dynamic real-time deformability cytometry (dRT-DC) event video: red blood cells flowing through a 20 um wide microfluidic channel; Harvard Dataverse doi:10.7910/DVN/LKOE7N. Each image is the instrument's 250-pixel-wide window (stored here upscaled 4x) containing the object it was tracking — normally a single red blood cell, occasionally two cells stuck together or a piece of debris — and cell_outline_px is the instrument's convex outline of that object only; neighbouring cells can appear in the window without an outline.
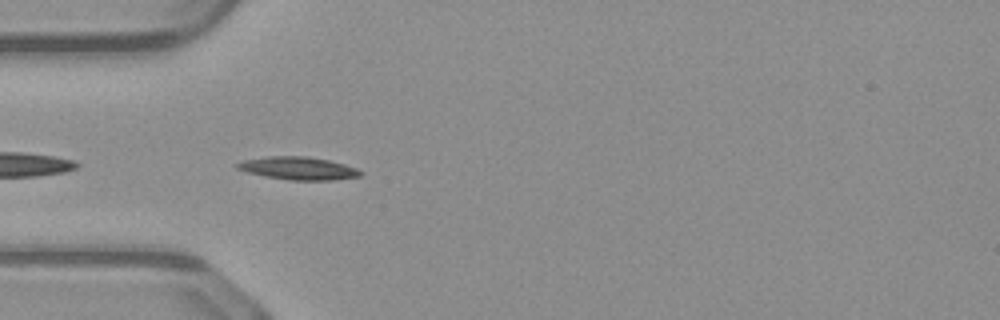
{"species": "common noctule bat (a hibernating species)", "species_latin": "Nyctalus noctula", "temperature_condition": "warm", "stored_images_in_passage": 37, "camera_frame_rate_fps": 3000, "um_per_image_px": 0.085, "animal": {"sex": "male", "body_mass_g": 23.1, "forearm_length_mm": 52.7}, "frame": {"image": 1, "passage_image": 2, "time_ms": 0.333, "image_size_px": [1000, 320], "cell_outline_px": [[364, 172], [360, 176], [332, 180], [292, 180], [264, 176], [248, 172], [236, 168], [236, 164], [244, 160], [264, 156], [308, 156], [328, 160], [344, 164], [356, 168]], "centroid_in_image_um": [25.36, 14.3], "position_along_channel_um": 59.6, "area_um2": 16.36}}
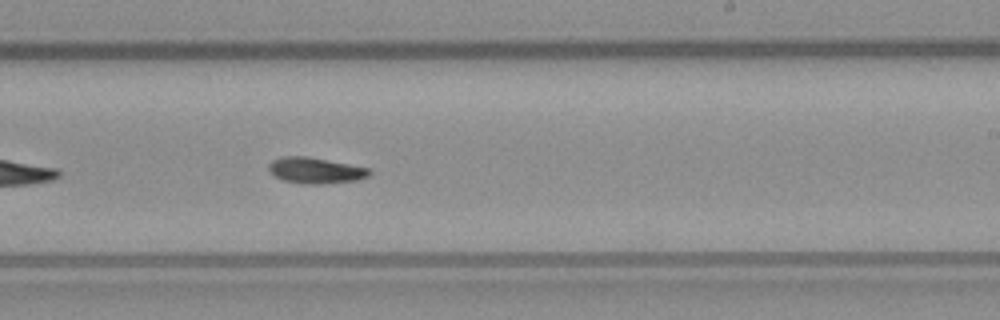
{"frame": {"image": 2, "passage_image": 17, "time_ms": 5.333, "image_size_px": [1000, 320], "cell_outline_px": [[372, 172], [368, 176], [356, 180], [324, 184], [308, 184], [284, 180], [276, 176], [268, 168], [268, 164], [272, 160], [280, 156], [308, 156], [368, 168]], "centroid_in_image_um": [26.8, 14.48], "position_along_channel_um": 262.2, "area_um2": 15.09}}
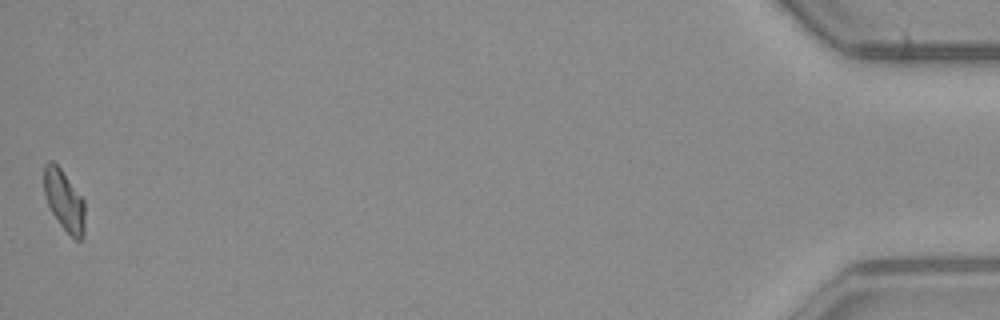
{"frame": {"image": 3, "passage_image": 37, "time_ms": 12.0, "image_size_px": [1000, 320], "cell_outline_px": [[84, 236], [80, 240], [76, 240], [60, 224], [52, 212], [48, 204], [44, 192], [44, 164], [48, 160], [52, 160], [60, 168], [84, 200]], "centroid_in_image_um": [5.45, 17.02], "position_along_channel_um": 429.8, "area_um2": 14.28}}